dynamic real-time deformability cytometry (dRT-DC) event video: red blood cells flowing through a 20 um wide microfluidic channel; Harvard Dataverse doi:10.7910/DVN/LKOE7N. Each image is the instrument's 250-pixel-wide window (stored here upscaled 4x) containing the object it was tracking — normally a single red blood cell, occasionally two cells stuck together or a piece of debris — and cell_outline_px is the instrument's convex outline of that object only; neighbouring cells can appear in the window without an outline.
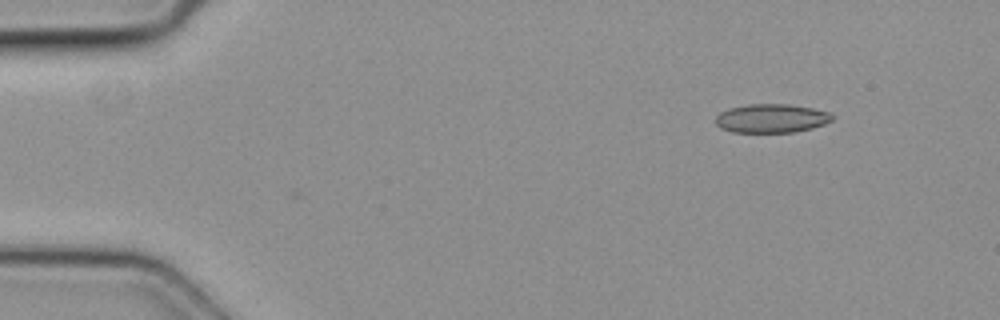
{"species": "common noctule bat (a hibernating species)", "species_latin": "Nyctalus noctula", "temperature_condition": "cold", "stored_images_in_passage": 3, "camera_frame_rate_fps": 3000, "um_per_image_px": 0.085, "animal": {"sex": "female", "body_mass_g": 19.3, "forearm_length_mm": 54.1}, "frame": {"image": 1, "passage_image": 1, "time_ms": 0.0, "image_size_px": [1000, 320], "cell_outline_px": [[832, 120], [824, 124], [812, 128], [792, 132], [732, 132], [720, 128], [716, 124], [716, 116], [720, 112], [728, 108], [748, 104], [788, 104], [812, 108], [832, 112]], "centroid_in_image_um": [65.56, 10.05], "position_along_channel_um": 19.4, "area_um2": 19.59}}